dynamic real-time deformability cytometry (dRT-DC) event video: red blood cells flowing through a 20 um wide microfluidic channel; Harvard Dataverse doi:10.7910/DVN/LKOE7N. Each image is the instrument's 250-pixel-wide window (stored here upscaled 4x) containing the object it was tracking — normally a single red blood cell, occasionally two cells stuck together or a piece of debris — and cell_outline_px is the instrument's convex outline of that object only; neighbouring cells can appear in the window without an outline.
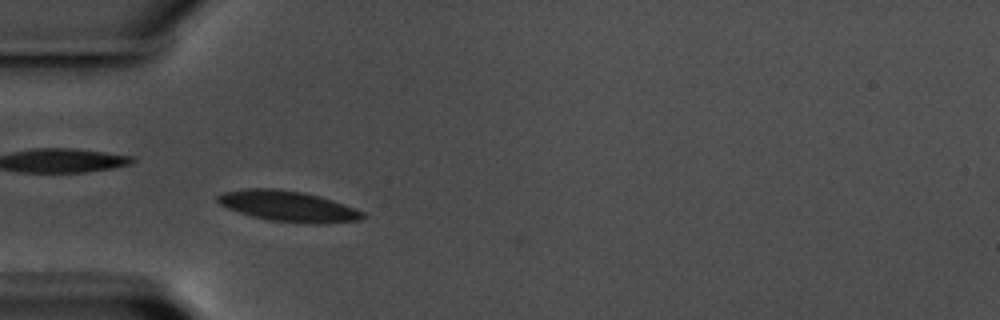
{"species": "common noctule bat (a hibernating species)", "species_latin": "Nyctalus noctula", "temperature_condition": "warm", "stored_images_in_passage": 4, "camera_frame_rate_fps": 3000, "um_per_image_px": 0.085, "animal": {"sex": "male", "body_mass_g": 17.5, "forearm_length_mm": 52.3}, "frame": {"image": 1, "passage_image": 3, "time_ms": 0.667, "image_size_px": [1000, 320], "cell_outline_px": [[368, 216], [360, 220], [316, 224], [312, 224], [268, 220], [252, 216], [228, 208], [220, 204], [216, 200], [216, 196], [224, 192], [248, 188], [276, 188], [304, 192], [320, 196], [356, 208], [364, 212]], "centroid_in_image_um": [24.53, 17.52], "position_along_channel_um": 60.5, "area_um2": 26.01}}